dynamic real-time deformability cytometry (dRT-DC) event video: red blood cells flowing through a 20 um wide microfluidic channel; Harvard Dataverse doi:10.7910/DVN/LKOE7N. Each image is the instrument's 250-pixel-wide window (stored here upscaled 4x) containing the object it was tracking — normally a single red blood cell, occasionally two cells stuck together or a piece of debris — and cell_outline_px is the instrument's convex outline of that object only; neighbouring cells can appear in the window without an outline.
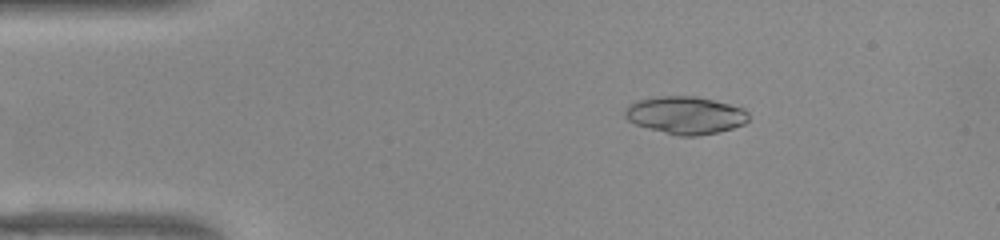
{"species": "common noctule bat (a hibernating species)", "species_latin": "Nyctalus noctula", "temperature_condition": "warm", "stored_images_in_passage": 51, "camera_frame_rate_fps": 3000, "um_per_image_px": 0.085, "animal": {"sex": "female", "body_mass_g": 22.0, "forearm_length_mm": 56.7}, "frame": {"image": 1, "passage_image": 8, "time_ms": 2.333, "image_size_px": [1000, 240], "cell_outline_px": [[748, 120], [744, 124], [732, 128], [716, 132], [696, 136], [676, 136], [648, 128], [636, 124], [628, 120], [624, 116], [624, 108], [628, 104], [636, 100], [656, 96], [692, 96], [712, 100], [744, 108], [748, 112]], "centroid_in_image_um": [58.21, 9.79], "position_along_channel_um": 26.8, "area_um2": 27.11}}
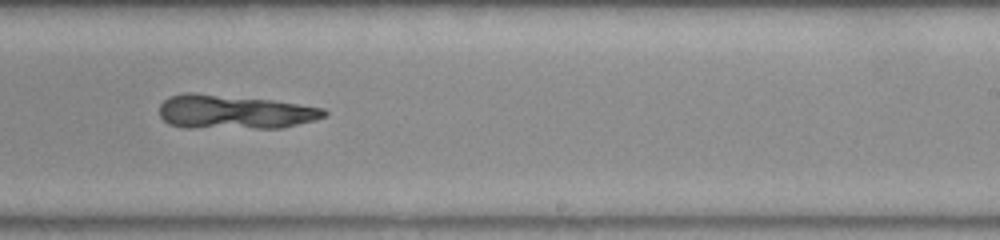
{"frame": {"image": 2, "passage_image": 31, "time_ms": 10.0, "image_size_px": [1000, 240], "cell_outline_px": [[328, 116], [316, 120], [280, 128], [184, 128], [168, 124], [160, 116], [160, 104], [168, 96], [184, 92], [192, 92], [272, 100], [324, 108], [328, 112]], "centroid_in_image_um": [19.9, 9.52], "position_along_channel_um": 269.1, "area_um2": 33.06}}
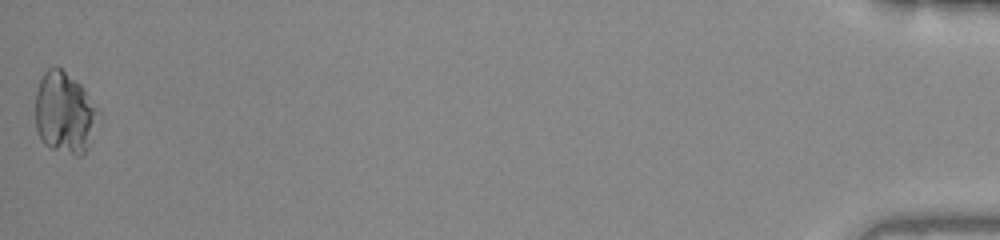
{"frame": {"image": 3, "passage_image": 51, "time_ms": 16.667, "image_size_px": [1000, 240], "cell_outline_px": [[100, 116], [88, 148], [80, 156], [76, 156], [48, 148], [40, 140], [36, 128], [36, 92], [40, 80], [44, 72], [52, 64], [56, 64], [80, 84], [84, 88], [100, 112]], "centroid_in_image_um": [5.49, 9.6], "position_along_channel_um": 429.7, "area_um2": 30.35}}